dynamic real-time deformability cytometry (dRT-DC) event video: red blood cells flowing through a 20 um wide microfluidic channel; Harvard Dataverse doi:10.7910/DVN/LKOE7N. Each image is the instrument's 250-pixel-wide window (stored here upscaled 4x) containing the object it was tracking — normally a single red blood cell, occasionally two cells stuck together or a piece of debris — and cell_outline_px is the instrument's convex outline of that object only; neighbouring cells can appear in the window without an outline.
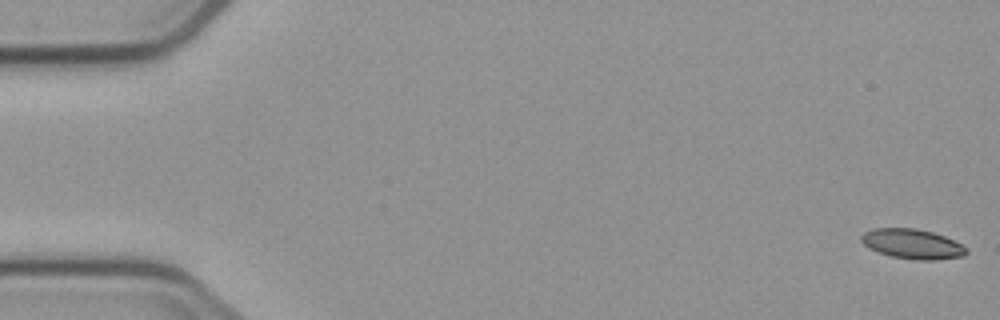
{"species": "common noctule bat (a hibernating species)", "species_latin": "Nyctalus noctula", "temperature_condition": "cold", "stored_images_in_passage": 5, "camera_frame_rate_fps": 3000, "um_per_image_px": 0.085, "animal": {"sex": "male", "body_mass_g": 23.1, "forearm_length_mm": 52.7}, "frame": {"image": 1, "passage_image": 1, "time_ms": 0.0, "image_size_px": [1000, 320], "cell_outline_px": [[968, 252], [964, 256], [936, 260], [916, 260], [892, 256], [868, 248], [860, 240], [860, 236], [864, 232], [872, 228], [916, 228], [932, 232], [944, 236], [968, 248]], "centroid_in_image_um": [77.54, 20.73], "position_along_channel_um": 7.5, "area_um2": 18.26}}
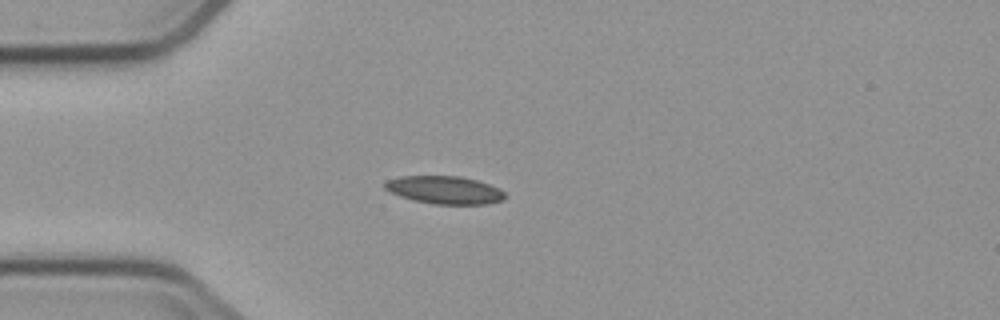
{"frame": {"image": 2, "passage_image": 5, "time_ms": 4.667, "image_size_px": [1000, 320], "cell_outline_px": [[504, 200], [488, 204], [432, 204], [412, 200], [388, 192], [384, 188], [384, 184], [388, 180], [400, 176], [460, 176], [476, 180], [500, 188], [504, 192]], "centroid_in_image_um": [37.77, 16.15], "position_along_channel_um": 47.2, "area_um2": 19.59}}